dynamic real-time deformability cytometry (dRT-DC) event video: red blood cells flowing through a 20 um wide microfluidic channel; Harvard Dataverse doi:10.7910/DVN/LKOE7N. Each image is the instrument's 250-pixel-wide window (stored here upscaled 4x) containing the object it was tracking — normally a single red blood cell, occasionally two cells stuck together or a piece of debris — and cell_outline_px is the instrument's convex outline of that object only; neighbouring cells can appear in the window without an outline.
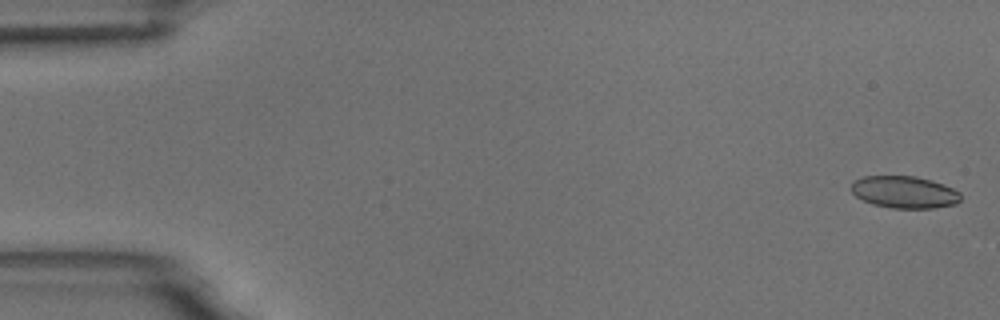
{"species": "common noctule bat (a hibernating species)", "species_latin": "Nyctalus noctula", "temperature_condition": "room temperature", "stored_images_in_passage": 7, "camera_frame_rate_fps": 3000, "um_per_image_px": 0.085, "animal": {"sex": "male", "body_mass_g": 18.8}, "frame": {"image": 1, "passage_image": 1, "time_ms": 0.0, "image_size_px": [1000, 320], "cell_outline_px": [[960, 200], [956, 204], [932, 208], [892, 208], [872, 204], [856, 196], [852, 192], [852, 180], [864, 176], [916, 176], [932, 180], [944, 184], [960, 192]], "centroid_in_image_um": [76.87, 16.32], "position_along_channel_um": 8.1, "area_um2": 20.52}}
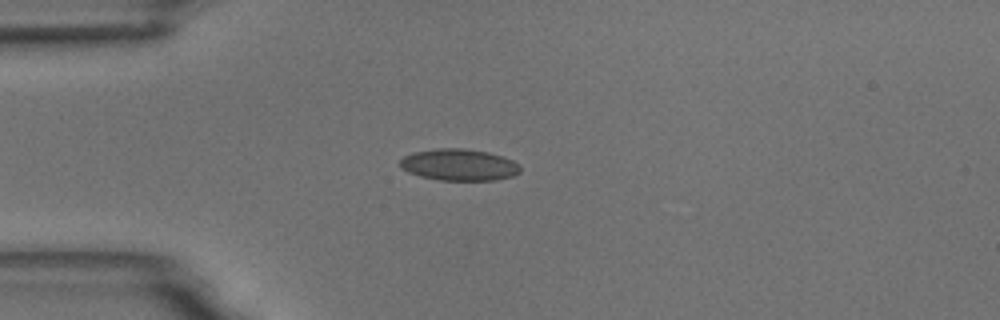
{"frame": {"image": 2, "passage_image": 4, "time_ms": 4.333, "image_size_px": [1000, 320], "cell_outline_px": [[520, 172], [512, 176], [492, 180], [440, 180], [420, 176], [408, 172], [400, 164], [400, 160], [404, 156], [412, 152], [436, 148], [464, 148], [488, 152], [512, 160], [520, 168]], "centroid_in_image_um": [38.99, 14.0], "position_along_channel_um": 46.0, "area_um2": 21.96}}
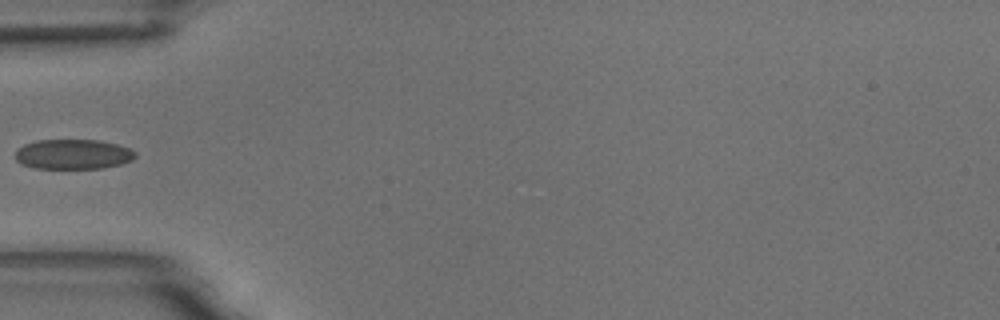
{"frame": {"image": 3, "passage_image": 5, "time_ms": 5.667, "image_size_px": [1000, 320], "cell_outline_px": [[136, 156], [132, 160], [120, 164], [104, 168], [36, 168], [20, 164], [16, 160], [16, 148], [24, 144], [36, 140], [100, 140], [116, 144], [128, 148], [136, 152]], "centroid_in_image_um": [6.19, 13.11], "position_along_channel_um": 78.8, "area_um2": 20.98}}